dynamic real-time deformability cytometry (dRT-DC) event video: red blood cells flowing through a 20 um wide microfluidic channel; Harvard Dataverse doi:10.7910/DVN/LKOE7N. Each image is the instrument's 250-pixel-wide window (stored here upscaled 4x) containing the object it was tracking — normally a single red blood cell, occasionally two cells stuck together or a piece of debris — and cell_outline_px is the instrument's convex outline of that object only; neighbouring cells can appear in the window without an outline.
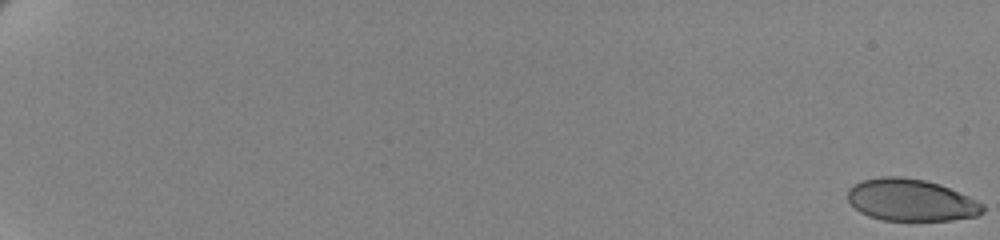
{"species": "human", "species_latin": "Homo sapiens", "temperature_condition": "cold", "stored_images_in_passage": 63, "camera_frame_rate_fps": 3000, "um_per_image_px": 0.085, "donor": {"sex": "female"}, "frame": {"image": 1, "passage_image": 1, "time_ms": 0.0, "image_size_px": [1000, 240], "cell_outline_px": [[984, 212], [976, 216], [952, 220], [880, 220], [868, 216], [860, 212], [848, 200], [848, 188], [852, 184], [860, 180], [880, 176], [900, 176], [924, 180], [940, 184], [968, 196], [984, 204]], "centroid_in_image_um": [77.41, 17.0], "position_along_channel_um": 7.6, "area_um2": 33.23}}
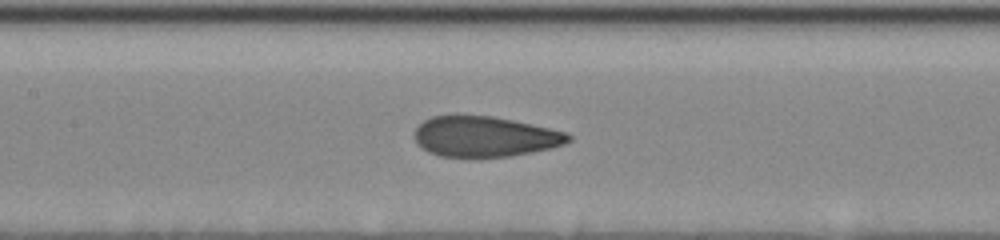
{"frame": {"image": 2, "passage_image": 35, "time_ms": 11.333, "image_size_px": [1000, 240], "cell_outline_px": [[572, 140], [564, 144], [552, 148], [532, 152], [508, 156], [468, 160], [440, 156], [428, 152], [420, 148], [416, 144], [416, 128], [424, 120], [432, 116], [492, 116], [512, 120], [568, 132], [572, 136]], "centroid_in_image_um": [41.2, 11.66], "position_along_channel_um": 166.2, "area_um2": 36.93}}
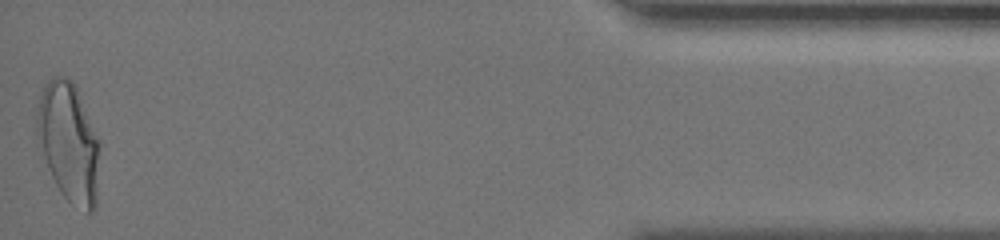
{"frame": {"image": 3, "passage_image": 63, "time_ms": 20.667, "image_size_px": [1000, 240], "cell_outline_px": [[100, 144], [96, 208], [92, 212], [88, 212], [72, 204], [60, 192], [36, 148], [36, 116], [40, 96], [44, 84], [52, 76], [64, 76], [72, 80], [76, 88], [100, 140]], "centroid_in_image_um": [5.81, 12.1], "position_along_channel_um": 429.4, "area_um2": 44.39}, "authors_computed_cell_mechanics": {"area_um2": 36.6452, "velocity_mm_per_s": 3.4531, "shape_relaxation_time_tau1_ms": 5.4677, "shape_relaxation_time_tau2_ms": 0.7465, "deformation_change_tau1": 0.1814, "deformation_change_tau2": 0.063}}